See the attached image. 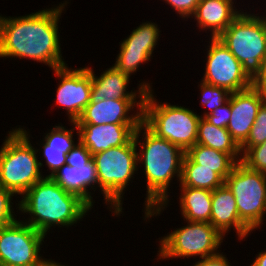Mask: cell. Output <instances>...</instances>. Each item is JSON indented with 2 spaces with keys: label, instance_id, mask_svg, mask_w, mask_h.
Returning a JSON list of instances; mask_svg holds the SVG:
<instances>
[{
  "label": "cell",
  "instance_id": "37",
  "mask_svg": "<svg viewBox=\"0 0 266 266\" xmlns=\"http://www.w3.org/2000/svg\"><path fill=\"white\" fill-rule=\"evenodd\" d=\"M36 266H67V265H63L61 263H58L52 259H46L44 258L38 265Z\"/></svg>",
  "mask_w": 266,
  "mask_h": 266
},
{
  "label": "cell",
  "instance_id": "8",
  "mask_svg": "<svg viewBox=\"0 0 266 266\" xmlns=\"http://www.w3.org/2000/svg\"><path fill=\"white\" fill-rule=\"evenodd\" d=\"M187 225L168 233L159 241L158 260L174 258L199 259L213 256L219 251L224 236L210 223L188 221ZM196 256V257H195Z\"/></svg>",
  "mask_w": 266,
  "mask_h": 266
},
{
  "label": "cell",
  "instance_id": "21",
  "mask_svg": "<svg viewBox=\"0 0 266 266\" xmlns=\"http://www.w3.org/2000/svg\"><path fill=\"white\" fill-rule=\"evenodd\" d=\"M179 205L184 220L210 223L212 191L179 184Z\"/></svg>",
  "mask_w": 266,
  "mask_h": 266
},
{
  "label": "cell",
  "instance_id": "15",
  "mask_svg": "<svg viewBox=\"0 0 266 266\" xmlns=\"http://www.w3.org/2000/svg\"><path fill=\"white\" fill-rule=\"evenodd\" d=\"M263 102L264 99L253 86L230 94L232 115L226 129L239 146L249 137Z\"/></svg>",
  "mask_w": 266,
  "mask_h": 266
},
{
  "label": "cell",
  "instance_id": "33",
  "mask_svg": "<svg viewBox=\"0 0 266 266\" xmlns=\"http://www.w3.org/2000/svg\"><path fill=\"white\" fill-rule=\"evenodd\" d=\"M170 5L182 19H188L195 12L196 6L201 0H163Z\"/></svg>",
  "mask_w": 266,
  "mask_h": 266
},
{
  "label": "cell",
  "instance_id": "27",
  "mask_svg": "<svg viewBox=\"0 0 266 266\" xmlns=\"http://www.w3.org/2000/svg\"><path fill=\"white\" fill-rule=\"evenodd\" d=\"M198 87L200 88L199 91H201L200 104L209 109L207 112L204 111L203 115H200V117H205L207 114L213 112L216 108L225 104L231 94L225 88L208 84L202 80L200 81V84H198Z\"/></svg>",
  "mask_w": 266,
  "mask_h": 266
},
{
  "label": "cell",
  "instance_id": "19",
  "mask_svg": "<svg viewBox=\"0 0 266 266\" xmlns=\"http://www.w3.org/2000/svg\"><path fill=\"white\" fill-rule=\"evenodd\" d=\"M51 178L64 190L77 195L91 209L93 208L95 201L90 190L98 188L96 165L93 159L86 166H80V169L64 164Z\"/></svg>",
  "mask_w": 266,
  "mask_h": 266
},
{
  "label": "cell",
  "instance_id": "12",
  "mask_svg": "<svg viewBox=\"0 0 266 266\" xmlns=\"http://www.w3.org/2000/svg\"><path fill=\"white\" fill-rule=\"evenodd\" d=\"M53 71L60 81L56 89V105L64 107L69 122H75L90 103L91 74L87 67L69 69L67 65Z\"/></svg>",
  "mask_w": 266,
  "mask_h": 266
},
{
  "label": "cell",
  "instance_id": "10",
  "mask_svg": "<svg viewBox=\"0 0 266 266\" xmlns=\"http://www.w3.org/2000/svg\"><path fill=\"white\" fill-rule=\"evenodd\" d=\"M45 235L16 220L0 228V266H36L44 258L40 254Z\"/></svg>",
  "mask_w": 266,
  "mask_h": 266
},
{
  "label": "cell",
  "instance_id": "32",
  "mask_svg": "<svg viewBox=\"0 0 266 266\" xmlns=\"http://www.w3.org/2000/svg\"><path fill=\"white\" fill-rule=\"evenodd\" d=\"M231 115L232 114L229 97L228 101L225 104L216 108L213 112L207 114L204 118L216 127L227 128Z\"/></svg>",
  "mask_w": 266,
  "mask_h": 266
},
{
  "label": "cell",
  "instance_id": "9",
  "mask_svg": "<svg viewBox=\"0 0 266 266\" xmlns=\"http://www.w3.org/2000/svg\"><path fill=\"white\" fill-rule=\"evenodd\" d=\"M225 184L232 191L240 220L251 230L259 229L266 215V174L237 162Z\"/></svg>",
  "mask_w": 266,
  "mask_h": 266
},
{
  "label": "cell",
  "instance_id": "26",
  "mask_svg": "<svg viewBox=\"0 0 266 266\" xmlns=\"http://www.w3.org/2000/svg\"><path fill=\"white\" fill-rule=\"evenodd\" d=\"M119 54L113 64L114 67L123 74L131 77L132 73L137 72L141 64L151 61L153 52H141L127 49L120 43Z\"/></svg>",
  "mask_w": 266,
  "mask_h": 266
},
{
  "label": "cell",
  "instance_id": "5",
  "mask_svg": "<svg viewBox=\"0 0 266 266\" xmlns=\"http://www.w3.org/2000/svg\"><path fill=\"white\" fill-rule=\"evenodd\" d=\"M95 161L99 191L113 216H121L126 187L138 171L137 147L134 138L127 144L92 155ZM124 191V192H123Z\"/></svg>",
  "mask_w": 266,
  "mask_h": 266
},
{
  "label": "cell",
  "instance_id": "14",
  "mask_svg": "<svg viewBox=\"0 0 266 266\" xmlns=\"http://www.w3.org/2000/svg\"><path fill=\"white\" fill-rule=\"evenodd\" d=\"M87 68L92 81L90 103L101 102L104 99H144L145 93L152 91V86L148 81L138 84V90L127 91L130 77L117 70L113 65L99 76L94 74L93 68L88 66Z\"/></svg>",
  "mask_w": 266,
  "mask_h": 266
},
{
  "label": "cell",
  "instance_id": "22",
  "mask_svg": "<svg viewBox=\"0 0 266 266\" xmlns=\"http://www.w3.org/2000/svg\"><path fill=\"white\" fill-rule=\"evenodd\" d=\"M196 143L228 153L236 162L242 159L240 146L232 138L228 130L214 126L204 117H201L198 122Z\"/></svg>",
  "mask_w": 266,
  "mask_h": 266
},
{
  "label": "cell",
  "instance_id": "35",
  "mask_svg": "<svg viewBox=\"0 0 266 266\" xmlns=\"http://www.w3.org/2000/svg\"><path fill=\"white\" fill-rule=\"evenodd\" d=\"M252 86L260 93L266 101V62L263 64L261 72L253 79Z\"/></svg>",
  "mask_w": 266,
  "mask_h": 266
},
{
  "label": "cell",
  "instance_id": "18",
  "mask_svg": "<svg viewBox=\"0 0 266 266\" xmlns=\"http://www.w3.org/2000/svg\"><path fill=\"white\" fill-rule=\"evenodd\" d=\"M235 0H201L190 18L196 20L199 31H210V38H217L241 13Z\"/></svg>",
  "mask_w": 266,
  "mask_h": 266
},
{
  "label": "cell",
  "instance_id": "23",
  "mask_svg": "<svg viewBox=\"0 0 266 266\" xmlns=\"http://www.w3.org/2000/svg\"><path fill=\"white\" fill-rule=\"evenodd\" d=\"M186 154L200 167L212 169L224 180H226L237 163L228 153L197 143Z\"/></svg>",
  "mask_w": 266,
  "mask_h": 266
},
{
  "label": "cell",
  "instance_id": "1",
  "mask_svg": "<svg viewBox=\"0 0 266 266\" xmlns=\"http://www.w3.org/2000/svg\"><path fill=\"white\" fill-rule=\"evenodd\" d=\"M67 4L18 17L0 15V58H26L51 70L68 65L61 53L58 26Z\"/></svg>",
  "mask_w": 266,
  "mask_h": 266
},
{
  "label": "cell",
  "instance_id": "34",
  "mask_svg": "<svg viewBox=\"0 0 266 266\" xmlns=\"http://www.w3.org/2000/svg\"><path fill=\"white\" fill-rule=\"evenodd\" d=\"M192 266H231L230 262L226 258V255H223V252H219L213 256L205 257L199 259L196 263H193Z\"/></svg>",
  "mask_w": 266,
  "mask_h": 266
},
{
  "label": "cell",
  "instance_id": "24",
  "mask_svg": "<svg viewBox=\"0 0 266 266\" xmlns=\"http://www.w3.org/2000/svg\"><path fill=\"white\" fill-rule=\"evenodd\" d=\"M180 184L186 187L213 191L225 184V180L212 169L200 167L186 153L182 162Z\"/></svg>",
  "mask_w": 266,
  "mask_h": 266
},
{
  "label": "cell",
  "instance_id": "31",
  "mask_svg": "<svg viewBox=\"0 0 266 266\" xmlns=\"http://www.w3.org/2000/svg\"><path fill=\"white\" fill-rule=\"evenodd\" d=\"M76 135H78L77 145L67 154L66 164L72 167L80 169V166H86L92 160V154L79 141V131L77 130Z\"/></svg>",
  "mask_w": 266,
  "mask_h": 266
},
{
  "label": "cell",
  "instance_id": "16",
  "mask_svg": "<svg viewBox=\"0 0 266 266\" xmlns=\"http://www.w3.org/2000/svg\"><path fill=\"white\" fill-rule=\"evenodd\" d=\"M79 141L92 155L129 143L140 124H76Z\"/></svg>",
  "mask_w": 266,
  "mask_h": 266
},
{
  "label": "cell",
  "instance_id": "13",
  "mask_svg": "<svg viewBox=\"0 0 266 266\" xmlns=\"http://www.w3.org/2000/svg\"><path fill=\"white\" fill-rule=\"evenodd\" d=\"M137 110L130 114V112ZM143 99H104L89 103L76 124H141ZM132 110V111H131Z\"/></svg>",
  "mask_w": 266,
  "mask_h": 266
},
{
  "label": "cell",
  "instance_id": "20",
  "mask_svg": "<svg viewBox=\"0 0 266 266\" xmlns=\"http://www.w3.org/2000/svg\"><path fill=\"white\" fill-rule=\"evenodd\" d=\"M73 128L66 129L65 126L58 124L54 126L46 135L40 144L43 149V157L49 172L51 174L46 177L54 175L64 164H66L67 154L77 145L78 142L73 140V132L78 130L76 122L70 121Z\"/></svg>",
  "mask_w": 266,
  "mask_h": 266
},
{
  "label": "cell",
  "instance_id": "29",
  "mask_svg": "<svg viewBox=\"0 0 266 266\" xmlns=\"http://www.w3.org/2000/svg\"><path fill=\"white\" fill-rule=\"evenodd\" d=\"M241 162L248 168L266 174V141L250 147L243 155Z\"/></svg>",
  "mask_w": 266,
  "mask_h": 266
},
{
  "label": "cell",
  "instance_id": "4",
  "mask_svg": "<svg viewBox=\"0 0 266 266\" xmlns=\"http://www.w3.org/2000/svg\"><path fill=\"white\" fill-rule=\"evenodd\" d=\"M8 132L0 148V186L22 196L44 177L43 163L37 158L40 148L32 146L29 132L22 126Z\"/></svg>",
  "mask_w": 266,
  "mask_h": 266
},
{
  "label": "cell",
  "instance_id": "28",
  "mask_svg": "<svg viewBox=\"0 0 266 266\" xmlns=\"http://www.w3.org/2000/svg\"><path fill=\"white\" fill-rule=\"evenodd\" d=\"M265 141H266V101H264L259 107L249 137L240 146L241 154L243 155L250 147L260 145Z\"/></svg>",
  "mask_w": 266,
  "mask_h": 266
},
{
  "label": "cell",
  "instance_id": "30",
  "mask_svg": "<svg viewBox=\"0 0 266 266\" xmlns=\"http://www.w3.org/2000/svg\"><path fill=\"white\" fill-rule=\"evenodd\" d=\"M14 196L16 195L13 192L0 186V228L8 226L17 220L12 208V205H14L12 197Z\"/></svg>",
  "mask_w": 266,
  "mask_h": 266
},
{
  "label": "cell",
  "instance_id": "6",
  "mask_svg": "<svg viewBox=\"0 0 266 266\" xmlns=\"http://www.w3.org/2000/svg\"><path fill=\"white\" fill-rule=\"evenodd\" d=\"M244 12L217 37L253 81L266 62V14Z\"/></svg>",
  "mask_w": 266,
  "mask_h": 266
},
{
  "label": "cell",
  "instance_id": "17",
  "mask_svg": "<svg viewBox=\"0 0 266 266\" xmlns=\"http://www.w3.org/2000/svg\"><path fill=\"white\" fill-rule=\"evenodd\" d=\"M210 224L224 237L233 228L242 241L252 232L240 220L235 197L226 184L212 191Z\"/></svg>",
  "mask_w": 266,
  "mask_h": 266
},
{
  "label": "cell",
  "instance_id": "25",
  "mask_svg": "<svg viewBox=\"0 0 266 266\" xmlns=\"http://www.w3.org/2000/svg\"><path fill=\"white\" fill-rule=\"evenodd\" d=\"M160 29L154 22H143L121 43L129 50L153 52L159 41Z\"/></svg>",
  "mask_w": 266,
  "mask_h": 266
},
{
  "label": "cell",
  "instance_id": "11",
  "mask_svg": "<svg viewBox=\"0 0 266 266\" xmlns=\"http://www.w3.org/2000/svg\"><path fill=\"white\" fill-rule=\"evenodd\" d=\"M211 39V40H210ZM207 58L202 81L225 88L230 93L252 86V80L242 69V64L218 38H209Z\"/></svg>",
  "mask_w": 266,
  "mask_h": 266
},
{
  "label": "cell",
  "instance_id": "2",
  "mask_svg": "<svg viewBox=\"0 0 266 266\" xmlns=\"http://www.w3.org/2000/svg\"><path fill=\"white\" fill-rule=\"evenodd\" d=\"M141 135L143 141L139 138ZM134 141L139 148L138 165L144 166L142 170L146 177L144 221L147 222V219L149 221L151 217L160 215L169 204V186L175 176L180 183L185 152L168 140L158 137L143 122L135 130Z\"/></svg>",
  "mask_w": 266,
  "mask_h": 266
},
{
  "label": "cell",
  "instance_id": "7",
  "mask_svg": "<svg viewBox=\"0 0 266 266\" xmlns=\"http://www.w3.org/2000/svg\"><path fill=\"white\" fill-rule=\"evenodd\" d=\"M153 94L152 90L144 95L142 122L186 153L196 144L200 115L184 106L158 102Z\"/></svg>",
  "mask_w": 266,
  "mask_h": 266
},
{
  "label": "cell",
  "instance_id": "3",
  "mask_svg": "<svg viewBox=\"0 0 266 266\" xmlns=\"http://www.w3.org/2000/svg\"><path fill=\"white\" fill-rule=\"evenodd\" d=\"M18 201L16 209L30 215L22 220L45 236L55 225L71 227L82 221L91 208L77 195L59 186L51 177L44 176L28 189Z\"/></svg>",
  "mask_w": 266,
  "mask_h": 266
},
{
  "label": "cell",
  "instance_id": "36",
  "mask_svg": "<svg viewBox=\"0 0 266 266\" xmlns=\"http://www.w3.org/2000/svg\"><path fill=\"white\" fill-rule=\"evenodd\" d=\"M250 266H266V251L261 250Z\"/></svg>",
  "mask_w": 266,
  "mask_h": 266
}]
</instances>
